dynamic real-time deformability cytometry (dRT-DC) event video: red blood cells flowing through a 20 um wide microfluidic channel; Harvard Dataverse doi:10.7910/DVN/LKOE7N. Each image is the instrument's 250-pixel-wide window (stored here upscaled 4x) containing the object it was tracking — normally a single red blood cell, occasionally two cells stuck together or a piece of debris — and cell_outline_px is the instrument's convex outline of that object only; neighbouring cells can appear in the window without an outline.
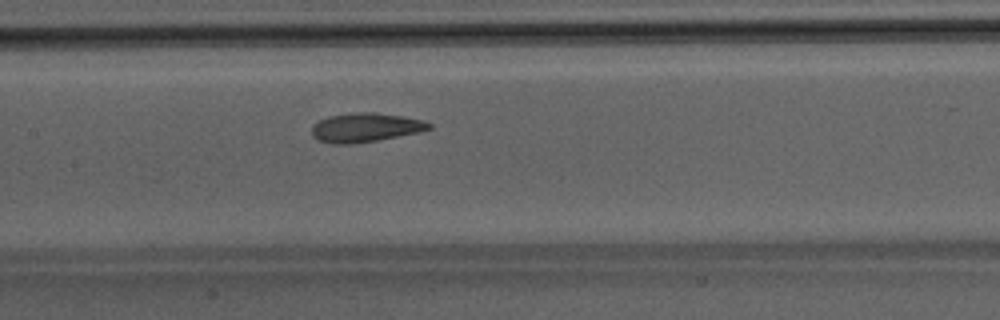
{"species": "Egyptian fruit bat (a non-hibernating species)", "species_latin": "Rousettus aegyptiacus", "temperature_condition": "room temperature", "stored_images_in_passage": 29, "camera_frame_rate_fps": 3000, "um_per_image_px": 0.085, "animal": {"sex": "male"}, "frame": {"image": 1, "passage_image": 9, "time_ms": 2.667, "image_size_px": [1000, 320], "cell_outline_px": [[432, 128], [420, 132], [376, 140], [352, 144], [336, 144], [316, 140], [312, 136], [312, 124], [328, 116], [360, 112], [376, 112], [404, 116], [424, 120], [432, 124]], "centroid_in_image_um": [31.07, 10.83], "position_along_channel_um": 176.3, "area_um2": 19.94}}
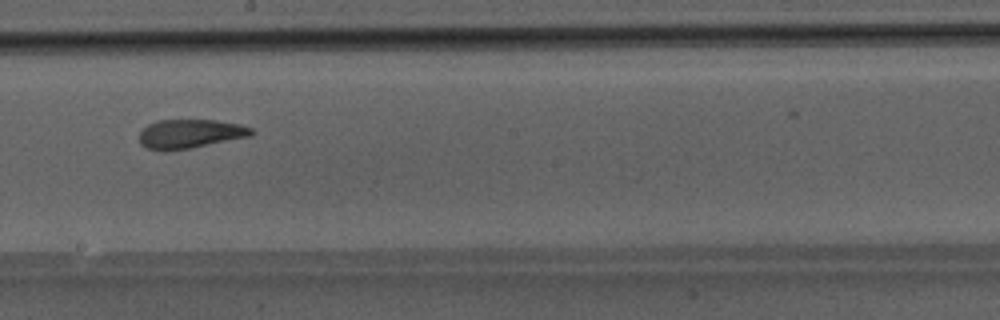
{"frame": {"image": 2, "passage_image": 13, "time_ms": 4.0, "image_size_px": [1000, 320], "cell_outline_px": [[256, 132], [252, 136], [192, 148], [164, 152], [148, 148], [140, 144], [140, 132], [148, 124], [156, 120], [216, 120], [240, 124], [252, 128]], "centroid_in_image_um": [16.18, 11.38], "position_along_channel_um": 232.0, "area_um2": 19.25}}
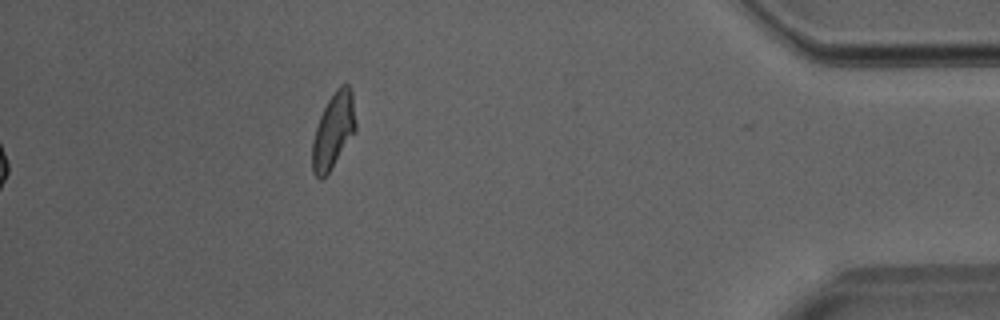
{"frame": {"image": 3, "passage_image": 29, "time_ms": 9.333, "image_size_px": [1000, 320], "cell_outline_px": [[356, 128], [328, 172], [320, 180], [312, 172], [312, 140], [320, 116], [328, 100], [336, 88], [340, 84], [348, 84], [352, 92], [356, 120]], "centroid_in_image_um": [28.32, 11.06], "position_along_channel_um": 406.9, "area_um2": 18.67}}